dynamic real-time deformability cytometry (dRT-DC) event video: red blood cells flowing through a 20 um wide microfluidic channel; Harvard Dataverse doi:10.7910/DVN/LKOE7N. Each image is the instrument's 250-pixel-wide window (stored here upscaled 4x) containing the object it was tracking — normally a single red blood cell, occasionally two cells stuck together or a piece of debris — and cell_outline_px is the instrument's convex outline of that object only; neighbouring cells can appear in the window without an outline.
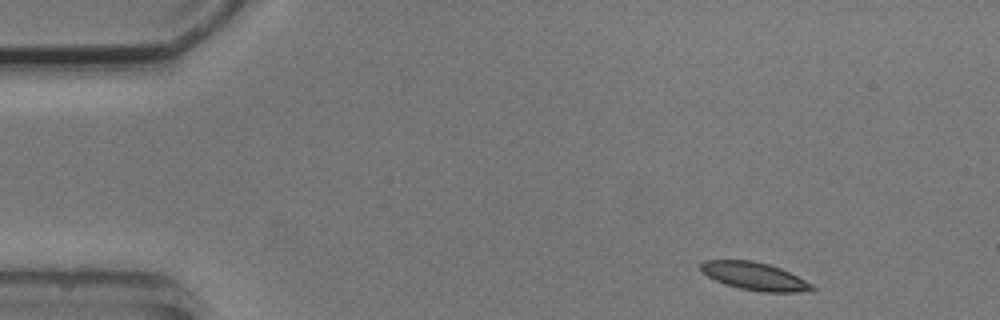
{"species": "common noctule bat (a hibernating species)", "species_latin": "Nyctalus noctula", "temperature_condition": "cold", "stored_images_in_passage": 9, "camera_frame_rate_fps": 3000, "um_per_image_px": 0.085, "animal": {"sex": "male", "body_mass_g": 20.5, "forearm_length_mm": 52.5}, "frame": {"image": 1, "passage_image": 1, "time_ms": 0.0, "image_size_px": [1000, 320], "cell_outline_px": [[816, 288], [812, 292], [760, 292], [740, 288], [724, 284], [708, 276], [700, 268], [700, 264], [704, 260], [752, 260], [768, 264], [780, 268], [812, 284]], "centroid_in_image_um": [64.16, 23.49], "position_along_channel_um": 20.8, "area_um2": 17.98}}
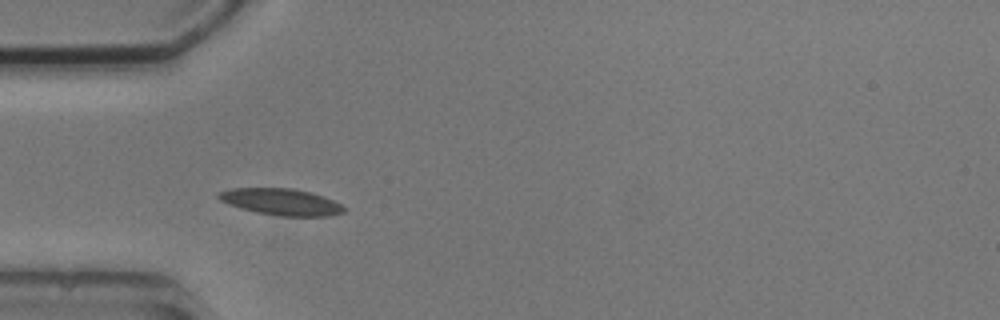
{"frame": {"image": 2, "passage_image": 4, "time_ms": 3.333, "image_size_px": [1000, 320], "cell_outline_px": [[348, 208], [344, 212], [328, 216], [280, 216], [256, 212], [240, 208], [228, 204], [220, 200], [216, 196], [216, 192], [232, 188], [292, 188], [324, 196]], "centroid_in_image_um": [23.88, 17.16], "position_along_channel_um": 61.1, "area_um2": 19.48}}